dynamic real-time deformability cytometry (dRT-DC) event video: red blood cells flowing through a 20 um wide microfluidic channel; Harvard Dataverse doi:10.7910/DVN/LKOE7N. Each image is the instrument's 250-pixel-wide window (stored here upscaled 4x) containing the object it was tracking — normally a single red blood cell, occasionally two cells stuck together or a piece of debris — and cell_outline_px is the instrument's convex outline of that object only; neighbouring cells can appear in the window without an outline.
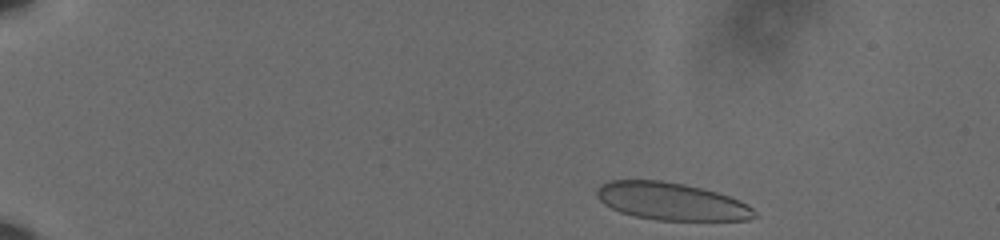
{"species": "human", "species_latin": "Homo sapiens", "temperature_condition": "cold", "stored_images_in_passage": 50, "camera_frame_rate_fps": 3000, "um_per_image_px": 0.085, "donor": {"sex": "male"}, "frame": {"image": 1, "passage_image": 1, "time_ms": 0.0, "image_size_px": [1000, 240], "cell_outline_px": [[756, 216], [748, 220], [656, 220], [636, 216], [620, 212], [604, 204], [596, 196], [596, 188], [600, 184], [612, 180], [660, 180], [684, 184], [716, 192], [740, 200], [752, 208], [756, 212]], "centroid_in_image_um": [57.04, 17.11], "position_along_channel_um": 28.0, "area_um2": 34.33}}
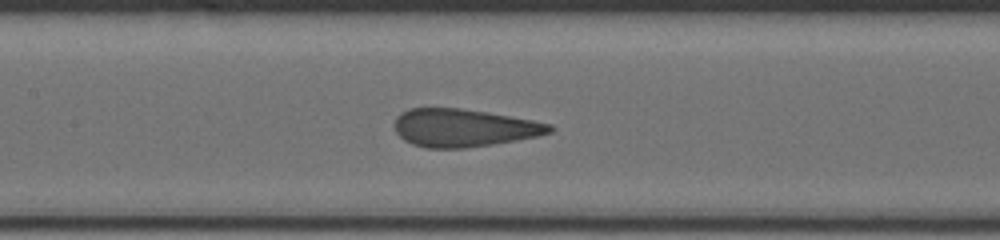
{"frame": {"image": 2, "passage_image": 22, "time_ms": 7.0, "image_size_px": [1000, 240], "cell_outline_px": [[556, 128], [552, 132], [536, 136], [516, 140], [492, 144], [464, 148], [428, 148], [412, 144], [404, 140], [396, 132], [392, 124], [396, 116], [400, 112], [408, 108], [460, 108], [532, 120], [552, 124]], "centroid_in_image_um": [39.37, 10.86], "position_along_channel_um": 168.0, "area_um2": 34.22}}
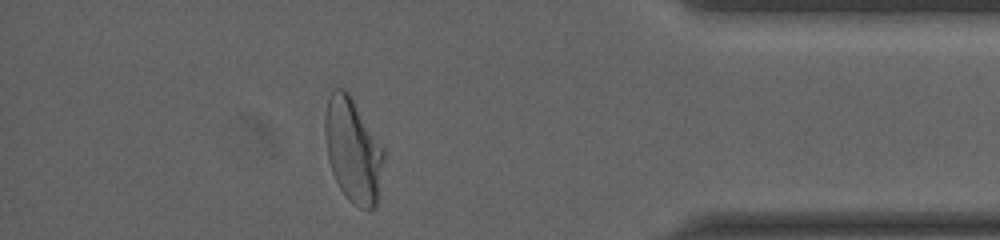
{"frame": {"image": 3, "passage_image": 44, "time_ms": 14.333, "image_size_px": [1000, 240], "cell_outline_px": [[384, 156], [376, 204], [368, 212], [352, 204], [344, 196], [332, 172], [328, 160], [324, 132], [324, 120], [328, 100], [332, 88], [344, 88], [348, 92], [384, 148]], "centroid_in_image_um": [29.98, 12.78], "position_along_channel_um": 405.2, "area_um2": 35.66}, "authors_computed_cell_mechanics": {"area_um2": 35.6337, "velocity_mm_per_s": 3.5924, "shape_relaxation_time_tau1_ms": 9.0488, "shape_relaxation_time_tau2_ms": null, "deformation_change_tau1": 0.223, "deformation_change_tau2": null}}